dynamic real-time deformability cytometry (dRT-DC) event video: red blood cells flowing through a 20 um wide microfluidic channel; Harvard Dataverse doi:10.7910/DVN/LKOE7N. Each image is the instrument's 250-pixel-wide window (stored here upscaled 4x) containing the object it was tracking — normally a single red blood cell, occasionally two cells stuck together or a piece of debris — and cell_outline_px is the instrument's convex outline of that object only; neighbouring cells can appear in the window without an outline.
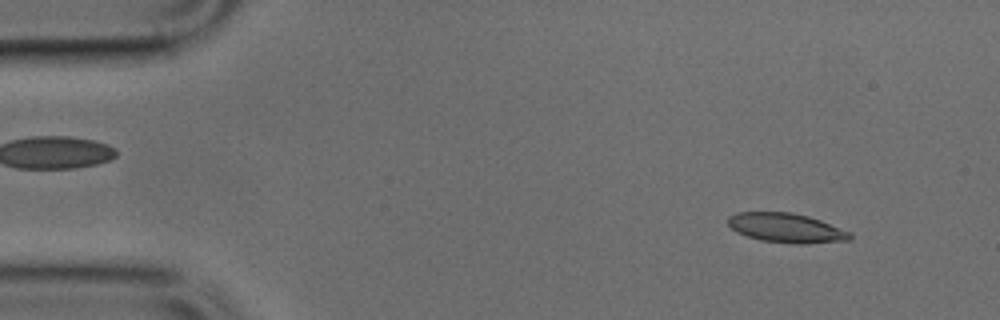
{"species": "common noctule bat (a hibernating species)", "species_latin": "Nyctalus noctula", "temperature_condition": "cold", "stored_images_in_passage": 48, "camera_frame_rate_fps": 3000, "um_per_image_px": 0.085, "animal": {"sex": "male", "body_mass_g": 17.9, "forearm_length_mm": 54.2}, "frame": {"image": 1, "passage_image": 4, "time_ms": 1.0, "image_size_px": [1000, 320], "cell_outline_px": [[852, 240], [808, 244], [788, 244], [760, 240], [736, 232], [728, 224], [728, 216], [736, 212], [792, 212], [808, 216], [820, 220], [852, 232]], "centroid_in_image_um": [66.86, 19.38], "position_along_channel_um": 18.1, "area_um2": 21.21}}
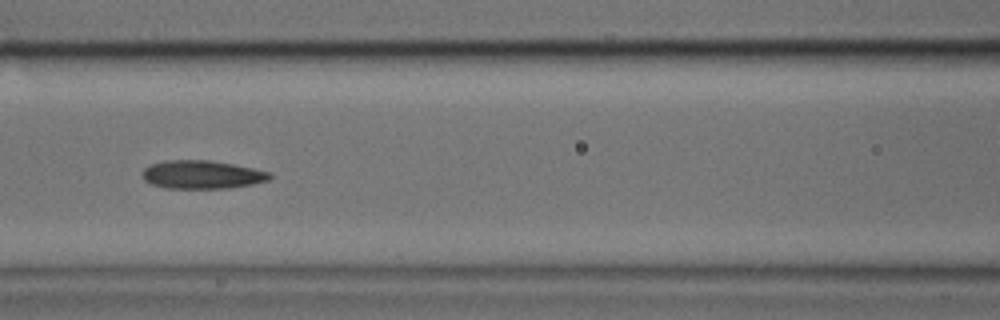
{"frame": {"image": 2, "passage_image": 20, "time_ms": 6.333, "image_size_px": [1000, 320], "cell_outline_px": [[272, 176], [268, 180], [252, 184], [228, 188], [164, 188], [152, 184], [144, 180], [140, 172], [148, 164], [164, 160], [208, 160], [232, 164], [272, 172]], "centroid_in_image_um": [17.12, 14.83], "position_along_channel_um": 149.5, "area_um2": 21.15}}
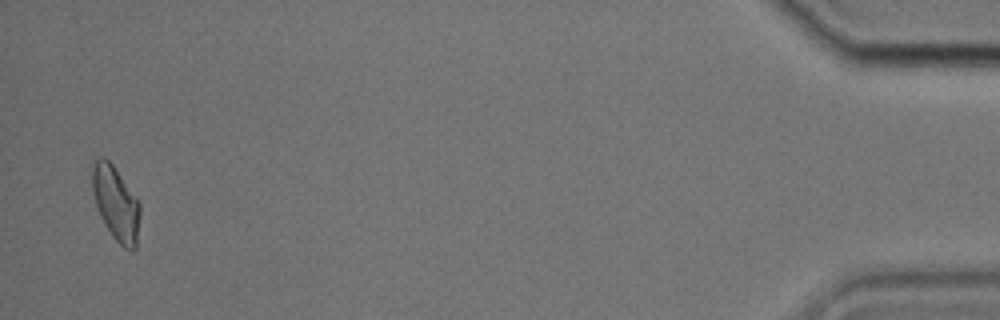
{"frame": {"image": 3, "passage_image": 47, "time_ms": 15.333, "image_size_px": [1000, 320], "cell_outline_px": [[140, 216], [136, 248], [132, 252], [124, 248], [112, 236], [104, 224], [100, 216], [92, 192], [92, 168], [96, 160], [100, 156], [104, 156], [112, 164], [140, 204]], "centroid_in_image_um": [9.84, 17.32], "position_along_channel_um": 425.4, "area_um2": 20.52}}